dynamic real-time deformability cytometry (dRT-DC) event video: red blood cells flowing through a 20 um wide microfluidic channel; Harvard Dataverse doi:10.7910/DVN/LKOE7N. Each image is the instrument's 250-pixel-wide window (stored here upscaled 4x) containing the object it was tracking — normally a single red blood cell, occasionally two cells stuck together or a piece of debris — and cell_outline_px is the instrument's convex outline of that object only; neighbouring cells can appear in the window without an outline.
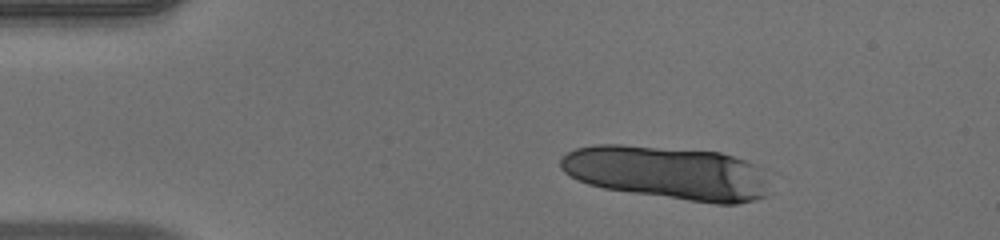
{"species": "human", "species_latin": "Homo sapiens", "temperature_condition": "warm", "stored_images_in_passage": 8, "camera_frame_rate_fps": 3000, "um_per_image_px": 0.085, "donor": {"sex": "male"}, "frame": {"image": 1, "passage_image": 1, "time_ms": 0.0, "image_size_px": [1000, 240], "cell_outline_px": [[776, 172], [772, 196], [756, 200], [736, 204], [716, 204], [604, 188], [588, 184], [576, 180], [564, 172], [560, 168], [560, 160], [568, 152], [576, 148], [596, 144], [620, 144], [720, 152], [756, 164]], "centroid_in_image_um": [56.97, 14.7], "position_along_channel_um": 28.0, "area_um2": 66.87}}